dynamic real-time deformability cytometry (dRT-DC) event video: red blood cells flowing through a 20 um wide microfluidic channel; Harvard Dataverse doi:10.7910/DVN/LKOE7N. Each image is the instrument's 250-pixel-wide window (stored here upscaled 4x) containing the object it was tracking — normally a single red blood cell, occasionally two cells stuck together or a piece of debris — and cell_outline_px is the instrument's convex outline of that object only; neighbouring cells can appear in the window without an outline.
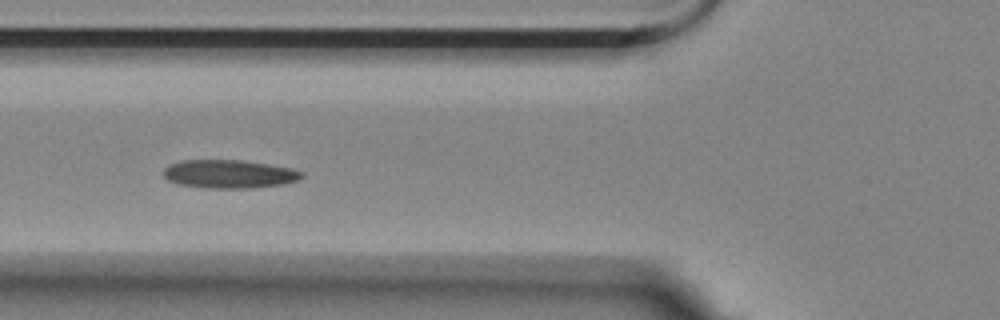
{"species": "Egyptian fruit bat (a non-hibernating species)", "species_latin": "Rousettus aegyptiacus", "temperature_condition": "room temperature", "stored_images_in_passage": 14, "segment_of_instrument_passage": [1, 2], "camera_frame_rate_fps": 3000, "um_per_image_px": 0.085, "animal": {"sex": "female"}, "frame": {"image": 1, "passage_image": 4, "time_ms": 1.0, "image_size_px": [1000, 320], "cell_outline_px": [[304, 176], [296, 180], [284, 184], [248, 188], [208, 188], [180, 184], [168, 180], [164, 176], [164, 168], [168, 164], [180, 160], [240, 160], [268, 164], [292, 168], [304, 172]], "centroid_in_image_um": [19.48, 14.78], "position_along_channel_um": 106.3, "area_um2": 22.83}}
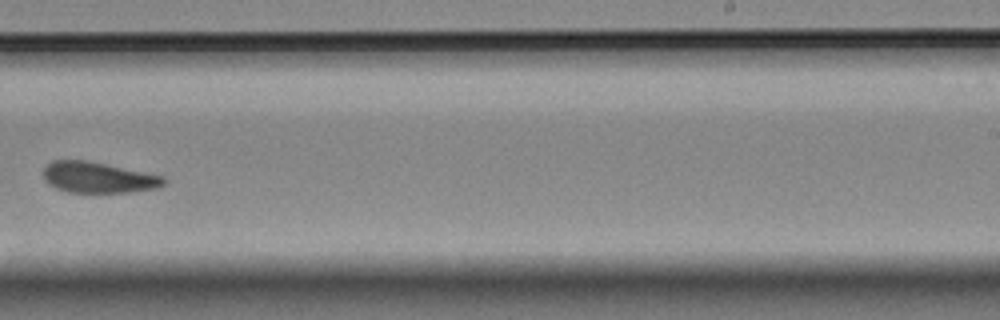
{"frame": {"image": 2, "passage_image": 8, "time_ms": 2.333, "image_size_px": [1000, 320], "cell_outline_px": [[164, 184], [156, 188], [132, 192], [68, 192], [56, 188], [48, 184], [44, 180], [44, 168], [52, 160], [88, 160], [164, 176]], "centroid_in_image_um": [8.32, 15.08], "position_along_channel_um": 280.7, "area_um2": 21.62}}
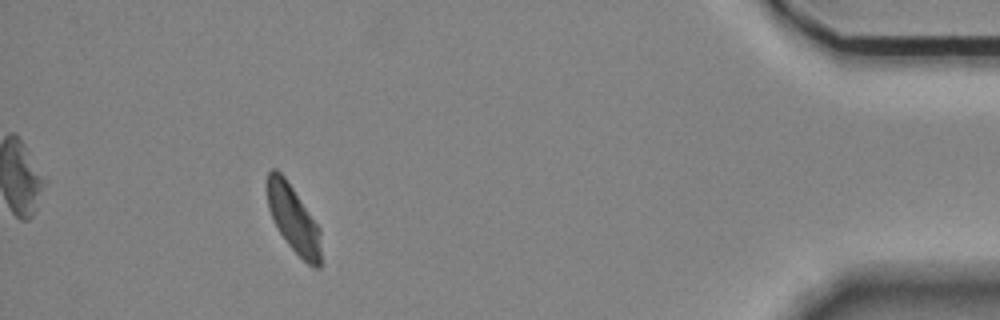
{"frame": {"image": 3, "passage_image": 12, "time_ms": 3.667, "image_size_px": [1000, 320], "cell_outline_px": [[320, 268], [316, 268], [308, 264], [288, 244], [272, 220], [268, 208], [264, 184], [268, 172], [272, 168], [276, 168], [284, 176], [320, 228]], "centroid_in_image_um": [24.88, 18.55], "position_along_channel_um": 410.3, "area_um2": 21.1}}